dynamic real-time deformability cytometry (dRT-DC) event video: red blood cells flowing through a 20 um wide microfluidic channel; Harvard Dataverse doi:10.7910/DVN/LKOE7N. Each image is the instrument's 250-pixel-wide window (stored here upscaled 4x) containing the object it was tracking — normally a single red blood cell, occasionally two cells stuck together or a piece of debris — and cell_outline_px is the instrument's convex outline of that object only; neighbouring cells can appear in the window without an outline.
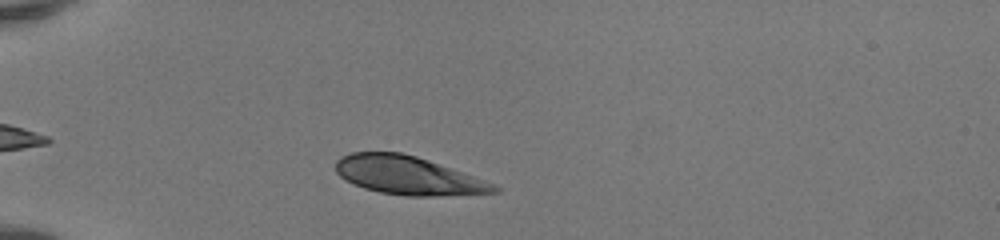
{"species": "human", "species_latin": "Homo sapiens", "temperature_condition": "room temperature", "stored_images_in_passage": 40, "camera_frame_rate_fps": 3000, "um_per_image_px": 0.085, "donor": {"sex": "female"}, "frame": {"image": 1, "passage_image": 5, "time_ms": 1.333, "image_size_px": [1000, 240], "cell_outline_px": [[500, 192], [436, 196], [404, 196], [380, 192], [364, 188], [340, 176], [336, 172], [336, 160], [340, 156], [352, 152], [400, 152], [416, 156], [496, 184], [500, 188]], "centroid_in_image_um": [34.68, 14.91], "position_along_channel_um": 50.3, "area_um2": 35.14}}
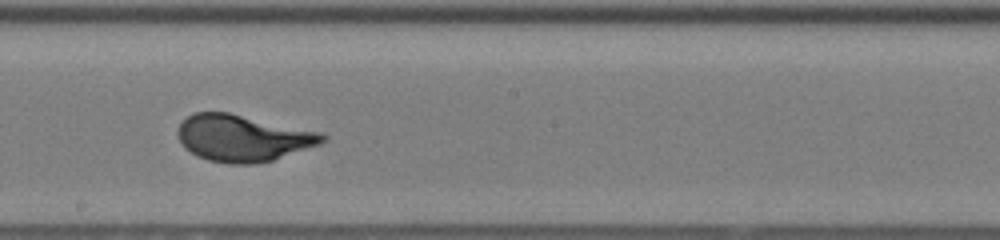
{"frame": {"image": 2, "passage_image": 20, "time_ms": 6.333, "image_size_px": [1000, 240], "cell_outline_px": [[328, 140], [320, 144], [272, 160], [256, 164], [228, 164], [208, 160], [196, 156], [184, 148], [176, 132], [180, 124], [192, 112], [228, 112], [324, 132], [328, 136]], "centroid_in_image_um": [20.66, 11.73], "position_along_channel_um": 227.5, "area_um2": 39.65}}
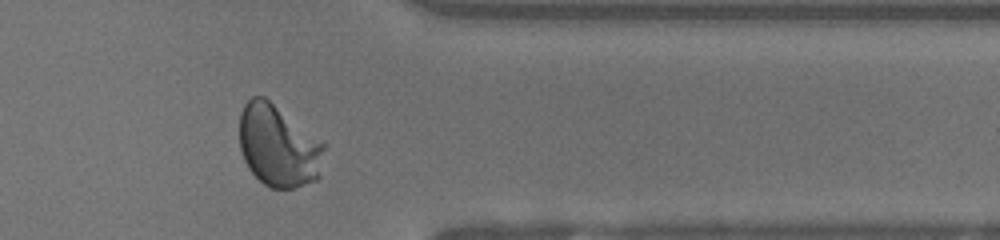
{"frame": {"image": 3, "passage_image": 32, "time_ms": 10.333, "image_size_px": [1000, 240], "cell_outline_px": [[324, 148], [320, 176], [316, 180], [292, 188], [272, 188], [264, 184], [248, 168], [244, 160], [240, 148], [240, 112], [244, 104], [252, 96], [264, 96], [324, 144]], "centroid_in_image_um": [23.63, 12.41], "position_along_channel_um": 387.8, "area_um2": 39.94}, "authors_computed_cell_mechanics": {"area_um2": 38.3792, "velocity_mm_per_s": 4.1374, "shape_relaxation_time_tau1_ms": 2.6138, "shape_relaxation_time_tau2_ms": null, "deformation_change_tau1": 0.1622, "deformation_change_tau2": null}}